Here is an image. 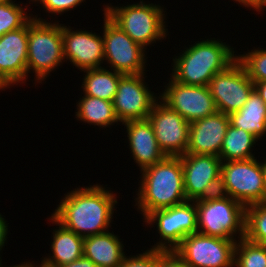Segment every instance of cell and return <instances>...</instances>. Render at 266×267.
<instances>
[{
    "mask_svg": "<svg viewBox=\"0 0 266 267\" xmlns=\"http://www.w3.org/2000/svg\"><path fill=\"white\" fill-rule=\"evenodd\" d=\"M244 238L255 244L266 245V201L246 206Z\"/></svg>",
    "mask_w": 266,
    "mask_h": 267,
    "instance_id": "484cf974",
    "label": "cell"
},
{
    "mask_svg": "<svg viewBox=\"0 0 266 267\" xmlns=\"http://www.w3.org/2000/svg\"><path fill=\"white\" fill-rule=\"evenodd\" d=\"M62 24L64 59L81 72L101 68L104 62L103 36L88 30H72Z\"/></svg>",
    "mask_w": 266,
    "mask_h": 267,
    "instance_id": "2e32d148",
    "label": "cell"
},
{
    "mask_svg": "<svg viewBox=\"0 0 266 267\" xmlns=\"http://www.w3.org/2000/svg\"><path fill=\"white\" fill-rule=\"evenodd\" d=\"M30 2L41 4L44 11L49 14H59L61 15L64 12H68L80 6L82 2L84 3L85 0H29Z\"/></svg>",
    "mask_w": 266,
    "mask_h": 267,
    "instance_id": "f546056e",
    "label": "cell"
},
{
    "mask_svg": "<svg viewBox=\"0 0 266 267\" xmlns=\"http://www.w3.org/2000/svg\"><path fill=\"white\" fill-rule=\"evenodd\" d=\"M234 48L220 39L197 41L173 58L171 77L182 84L208 86L216 73L237 59Z\"/></svg>",
    "mask_w": 266,
    "mask_h": 267,
    "instance_id": "3957f363",
    "label": "cell"
},
{
    "mask_svg": "<svg viewBox=\"0 0 266 267\" xmlns=\"http://www.w3.org/2000/svg\"><path fill=\"white\" fill-rule=\"evenodd\" d=\"M265 8H266V3H265V5H264V9H262V10H261V12H262V11H264V10H265Z\"/></svg>",
    "mask_w": 266,
    "mask_h": 267,
    "instance_id": "7bdbcfd3",
    "label": "cell"
},
{
    "mask_svg": "<svg viewBox=\"0 0 266 267\" xmlns=\"http://www.w3.org/2000/svg\"><path fill=\"white\" fill-rule=\"evenodd\" d=\"M151 228L156 225L159 241L152 248L174 250L181 241L192 233H197V208L195 201H186L183 204L154 210L144 221Z\"/></svg>",
    "mask_w": 266,
    "mask_h": 267,
    "instance_id": "9c48e42d",
    "label": "cell"
},
{
    "mask_svg": "<svg viewBox=\"0 0 266 267\" xmlns=\"http://www.w3.org/2000/svg\"><path fill=\"white\" fill-rule=\"evenodd\" d=\"M48 219L59 227L52 232L53 239L50 246L52 254L48 253L42 257L41 264L46 267H60L81 258L84 238L63 227L52 216Z\"/></svg>",
    "mask_w": 266,
    "mask_h": 267,
    "instance_id": "44dd1931",
    "label": "cell"
},
{
    "mask_svg": "<svg viewBox=\"0 0 266 267\" xmlns=\"http://www.w3.org/2000/svg\"><path fill=\"white\" fill-rule=\"evenodd\" d=\"M255 90L259 93L261 99L266 104V81L253 82Z\"/></svg>",
    "mask_w": 266,
    "mask_h": 267,
    "instance_id": "d590c367",
    "label": "cell"
},
{
    "mask_svg": "<svg viewBox=\"0 0 266 267\" xmlns=\"http://www.w3.org/2000/svg\"><path fill=\"white\" fill-rule=\"evenodd\" d=\"M169 79L159 97L187 122L203 119L218 111L208 86L185 85L171 76Z\"/></svg>",
    "mask_w": 266,
    "mask_h": 267,
    "instance_id": "9a60e30c",
    "label": "cell"
},
{
    "mask_svg": "<svg viewBox=\"0 0 266 267\" xmlns=\"http://www.w3.org/2000/svg\"><path fill=\"white\" fill-rule=\"evenodd\" d=\"M237 59L246 69L252 82L266 81V49L259 47L244 54L237 55Z\"/></svg>",
    "mask_w": 266,
    "mask_h": 267,
    "instance_id": "f1b7e54d",
    "label": "cell"
},
{
    "mask_svg": "<svg viewBox=\"0 0 266 267\" xmlns=\"http://www.w3.org/2000/svg\"><path fill=\"white\" fill-rule=\"evenodd\" d=\"M28 22L0 37V77L10 86L27 80Z\"/></svg>",
    "mask_w": 266,
    "mask_h": 267,
    "instance_id": "e0dca14e",
    "label": "cell"
},
{
    "mask_svg": "<svg viewBox=\"0 0 266 267\" xmlns=\"http://www.w3.org/2000/svg\"><path fill=\"white\" fill-rule=\"evenodd\" d=\"M262 167H263V173H264L263 183H264V192H265V201H266V157L263 159Z\"/></svg>",
    "mask_w": 266,
    "mask_h": 267,
    "instance_id": "8d00e7d4",
    "label": "cell"
},
{
    "mask_svg": "<svg viewBox=\"0 0 266 267\" xmlns=\"http://www.w3.org/2000/svg\"><path fill=\"white\" fill-rule=\"evenodd\" d=\"M146 74L123 75L113 100L114 112L119 124L129 120H144L160 98L149 89ZM148 86V87H147ZM157 96V97H156Z\"/></svg>",
    "mask_w": 266,
    "mask_h": 267,
    "instance_id": "4fadbf2b",
    "label": "cell"
},
{
    "mask_svg": "<svg viewBox=\"0 0 266 267\" xmlns=\"http://www.w3.org/2000/svg\"><path fill=\"white\" fill-rule=\"evenodd\" d=\"M121 125L127 129L129 149L140 172L166 157L158 146L153 127L148 119L129 120Z\"/></svg>",
    "mask_w": 266,
    "mask_h": 267,
    "instance_id": "d6986e66",
    "label": "cell"
},
{
    "mask_svg": "<svg viewBox=\"0 0 266 267\" xmlns=\"http://www.w3.org/2000/svg\"><path fill=\"white\" fill-rule=\"evenodd\" d=\"M76 103L75 117L77 120L89 125H96L102 129L118 124L113 102L83 95Z\"/></svg>",
    "mask_w": 266,
    "mask_h": 267,
    "instance_id": "cb8c5ba5",
    "label": "cell"
},
{
    "mask_svg": "<svg viewBox=\"0 0 266 267\" xmlns=\"http://www.w3.org/2000/svg\"><path fill=\"white\" fill-rule=\"evenodd\" d=\"M36 267H46V266L42 265L41 263H37Z\"/></svg>",
    "mask_w": 266,
    "mask_h": 267,
    "instance_id": "ab89813d",
    "label": "cell"
},
{
    "mask_svg": "<svg viewBox=\"0 0 266 267\" xmlns=\"http://www.w3.org/2000/svg\"><path fill=\"white\" fill-rule=\"evenodd\" d=\"M229 125V116L219 111L191 122L186 153L219 157Z\"/></svg>",
    "mask_w": 266,
    "mask_h": 267,
    "instance_id": "ac0fdd59",
    "label": "cell"
},
{
    "mask_svg": "<svg viewBox=\"0 0 266 267\" xmlns=\"http://www.w3.org/2000/svg\"><path fill=\"white\" fill-rule=\"evenodd\" d=\"M103 14L104 62L112 70L123 75L146 74V49L134 42L105 13Z\"/></svg>",
    "mask_w": 266,
    "mask_h": 267,
    "instance_id": "ba28073f",
    "label": "cell"
},
{
    "mask_svg": "<svg viewBox=\"0 0 266 267\" xmlns=\"http://www.w3.org/2000/svg\"><path fill=\"white\" fill-rule=\"evenodd\" d=\"M110 70V71H109ZM83 94L113 102L123 74L107 67L83 70Z\"/></svg>",
    "mask_w": 266,
    "mask_h": 267,
    "instance_id": "603a6c76",
    "label": "cell"
},
{
    "mask_svg": "<svg viewBox=\"0 0 266 267\" xmlns=\"http://www.w3.org/2000/svg\"><path fill=\"white\" fill-rule=\"evenodd\" d=\"M228 116L230 125L247 131L259 141L266 136V104L255 88L250 93L245 105L239 111Z\"/></svg>",
    "mask_w": 266,
    "mask_h": 267,
    "instance_id": "7402d4cb",
    "label": "cell"
},
{
    "mask_svg": "<svg viewBox=\"0 0 266 267\" xmlns=\"http://www.w3.org/2000/svg\"><path fill=\"white\" fill-rule=\"evenodd\" d=\"M147 119L153 127L159 148L166 156L180 157L186 154L189 122L160 98L153 105Z\"/></svg>",
    "mask_w": 266,
    "mask_h": 267,
    "instance_id": "5bb4252c",
    "label": "cell"
},
{
    "mask_svg": "<svg viewBox=\"0 0 266 267\" xmlns=\"http://www.w3.org/2000/svg\"><path fill=\"white\" fill-rule=\"evenodd\" d=\"M262 161L257 158L222 161L219 193L243 204L265 201Z\"/></svg>",
    "mask_w": 266,
    "mask_h": 267,
    "instance_id": "52a82bcc",
    "label": "cell"
},
{
    "mask_svg": "<svg viewBox=\"0 0 266 267\" xmlns=\"http://www.w3.org/2000/svg\"><path fill=\"white\" fill-rule=\"evenodd\" d=\"M208 87L217 110L229 115L245 105L254 89V83L241 62L236 59L225 70L216 73Z\"/></svg>",
    "mask_w": 266,
    "mask_h": 267,
    "instance_id": "8fae6325",
    "label": "cell"
},
{
    "mask_svg": "<svg viewBox=\"0 0 266 267\" xmlns=\"http://www.w3.org/2000/svg\"><path fill=\"white\" fill-rule=\"evenodd\" d=\"M155 267H188L174 250L157 249Z\"/></svg>",
    "mask_w": 266,
    "mask_h": 267,
    "instance_id": "1f68e13d",
    "label": "cell"
},
{
    "mask_svg": "<svg viewBox=\"0 0 266 267\" xmlns=\"http://www.w3.org/2000/svg\"><path fill=\"white\" fill-rule=\"evenodd\" d=\"M7 88H10L4 81L3 79L0 77V90H4L7 89Z\"/></svg>",
    "mask_w": 266,
    "mask_h": 267,
    "instance_id": "f35d334b",
    "label": "cell"
},
{
    "mask_svg": "<svg viewBox=\"0 0 266 267\" xmlns=\"http://www.w3.org/2000/svg\"><path fill=\"white\" fill-rule=\"evenodd\" d=\"M0 1V37L5 33L23 27L31 18L32 13L27 14L28 5L21 2Z\"/></svg>",
    "mask_w": 266,
    "mask_h": 267,
    "instance_id": "4316f807",
    "label": "cell"
},
{
    "mask_svg": "<svg viewBox=\"0 0 266 267\" xmlns=\"http://www.w3.org/2000/svg\"><path fill=\"white\" fill-rule=\"evenodd\" d=\"M0 1H10V2H16L15 0H0Z\"/></svg>",
    "mask_w": 266,
    "mask_h": 267,
    "instance_id": "60d3db41",
    "label": "cell"
},
{
    "mask_svg": "<svg viewBox=\"0 0 266 267\" xmlns=\"http://www.w3.org/2000/svg\"><path fill=\"white\" fill-rule=\"evenodd\" d=\"M237 240L192 233L174 251L188 267H234Z\"/></svg>",
    "mask_w": 266,
    "mask_h": 267,
    "instance_id": "30bf717a",
    "label": "cell"
},
{
    "mask_svg": "<svg viewBox=\"0 0 266 267\" xmlns=\"http://www.w3.org/2000/svg\"><path fill=\"white\" fill-rule=\"evenodd\" d=\"M76 188L64 194L51 216L82 238L109 231L118 203L116 193L103 184Z\"/></svg>",
    "mask_w": 266,
    "mask_h": 267,
    "instance_id": "6da1fadb",
    "label": "cell"
},
{
    "mask_svg": "<svg viewBox=\"0 0 266 267\" xmlns=\"http://www.w3.org/2000/svg\"><path fill=\"white\" fill-rule=\"evenodd\" d=\"M105 6V8H104ZM104 13L134 42L147 47L162 41L168 35L164 7L140 0L138 3L112 6L103 5Z\"/></svg>",
    "mask_w": 266,
    "mask_h": 267,
    "instance_id": "5b68a950",
    "label": "cell"
},
{
    "mask_svg": "<svg viewBox=\"0 0 266 267\" xmlns=\"http://www.w3.org/2000/svg\"><path fill=\"white\" fill-rule=\"evenodd\" d=\"M157 260V249L148 248L143 253L124 256L118 267H155Z\"/></svg>",
    "mask_w": 266,
    "mask_h": 267,
    "instance_id": "4dcf8cb0",
    "label": "cell"
},
{
    "mask_svg": "<svg viewBox=\"0 0 266 267\" xmlns=\"http://www.w3.org/2000/svg\"><path fill=\"white\" fill-rule=\"evenodd\" d=\"M60 267H97V266L90 259L82 256L81 258Z\"/></svg>",
    "mask_w": 266,
    "mask_h": 267,
    "instance_id": "e575fe53",
    "label": "cell"
},
{
    "mask_svg": "<svg viewBox=\"0 0 266 267\" xmlns=\"http://www.w3.org/2000/svg\"><path fill=\"white\" fill-rule=\"evenodd\" d=\"M1 261H2V259H1V257H0V267H3V266H2V262H1Z\"/></svg>",
    "mask_w": 266,
    "mask_h": 267,
    "instance_id": "b9f144b4",
    "label": "cell"
},
{
    "mask_svg": "<svg viewBox=\"0 0 266 267\" xmlns=\"http://www.w3.org/2000/svg\"><path fill=\"white\" fill-rule=\"evenodd\" d=\"M3 215L0 214V251L5 247V242H7L8 235V224L6 223ZM1 254V253H0ZM1 256V255H0Z\"/></svg>",
    "mask_w": 266,
    "mask_h": 267,
    "instance_id": "836d02e7",
    "label": "cell"
},
{
    "mask_svg": "<svg viewBox=\"0 0 266 267\" xmlns=\"http://www.w3.org/2000/svg\"><path fill=\"white\" fill-rule=\"evenodd\" d=\"M135 205L144 219L154 210L183 204L187 201L181 157L166 156L141 172Z\"/></svg>",
    "mask_w": 266,
    "mask_h": 267,
    "instance_id": "7a4b0ae2",
    "label": "cell"
},
{
    "mask_svg": "<svg viewBox=\"0 0 266 267\" xmlns=\"http://www.w3.org/2000/svg\"><path fill=\"white\" fill-rule=\"evenodd\" d=\"M235 2H238V5H243L245 8L249 7L250 10H254L257 12H260L266 3V0H234Z\"/></svg>",
    "mask_w": 266,
    "mask_h": 267,
    "instance_id": "d6a6232c",
    "label": "cell"
},
{
    "mask_svg": "<svg viewBox=\"0 0 266 267\" xmlns=\"http://www.w3.org/2000/svg\"><path fill=\"white\" fill-rule=\"evenodd\" d=\"M122 239L114 232H104L85 237L83 256L90 259L97 267H118L124 256Z\"/></svg>",
    "mask_w": 266,
    "mask_h": 267,
    "instance_id": "ffe728a7",
    "label": "cell"
},
{
    "mask_svg": "<svg viewBox=\"0 0 266 267\" xmlns=\"http://www.w3.org/2000/svg\"><path fill=\"white\" fill-rule=\"evenodd\" d=\"M180 157L187 201H195L219 193L222 164L220 157L190 153Z\"/></svg>",
    "mask_w": 266,
    "mask_h": 267,
    "instance_id": "7c38bea8",
    "label": "cell"
},
{
    "mask_svg": "<svg viewBox=\"0 0 266 267\" xmlns=\"http://www.w3.org/2000/svg\"><path fill=\"white\" fill-rule=\"evenodd\" d=\"M32 262H33V264H32ZM32 262H29V261L26 262V263L25 262H21V264H19V265L18 264L17 265H13V266L11 265L10 267H36V265H35L36 263H34V261H32Z\"/></svg>",
    "mask_w": 266,
    "mask_h": 267,
    "instance_id": "74e56055",
    "label": "cell"
},
{
    "mask_svg": "<svg viewBox=\"0 0 266 267\" xmlns=\"http://www.w3.org/2000/svg\"><path fill=\"white\" fill-rule=\"evenodd\" d=\"M195 205L197 233L227 240L238 241L244 238L246 207L243 204L218 193L195 200Z\"/></svg>",
    "mask_w": 266,
    "mask_h": 267,
    "instance_id": "8992f818",
    "label": "cell"
},
{
    "mask_svg": "<svg viewBox=\"0 0 266 267\" xmlns=\"http://www.w3.org/2000/svg\"><path fill=\"white\" fill-rule=\"evenodd\" d=\"M27 49V78L28 73H35L34 84L44 83L42 81L49 77L50 72L65 62L62 24L32 15L28 21Z\"/></svg>",
    "mask_w": 266,
    "mask_h": 267,
    "instance_id": "277c9868",
    "label": "cell"
},
{
    "mask_svg": "<svg viewBox=\"0 0 266 267\" xmlns=\"http://www.w3.org/2000/svg\"><path fill=\"white\" fill-rule=\"evenodd\" d=\"M234 267H266V245L252 243L245 238L235 244Z\"/></svg>",
    "mask_w": 266,
    "mask_h": 267,
    "instance_id": "83f0119b",
    "label": "cell"
},
{
    "mask_svg": "<svg viewBox=\"0 0 266 267\" xmlns=\"http://www.w3.org/2000/svg\"><path fill=\"white\" fill-rule=\"evenodd\" d=\"M256 142H258V139L254 135L243 129L229 125L221 146L219 157L222 161L255 158V154L252 152Z\"/></svg>",
    "mask_w": 266,
    "mask_h": 267,
    "instance_id": "d4e9b609",
    "label": "cell"
}]
</instances>
